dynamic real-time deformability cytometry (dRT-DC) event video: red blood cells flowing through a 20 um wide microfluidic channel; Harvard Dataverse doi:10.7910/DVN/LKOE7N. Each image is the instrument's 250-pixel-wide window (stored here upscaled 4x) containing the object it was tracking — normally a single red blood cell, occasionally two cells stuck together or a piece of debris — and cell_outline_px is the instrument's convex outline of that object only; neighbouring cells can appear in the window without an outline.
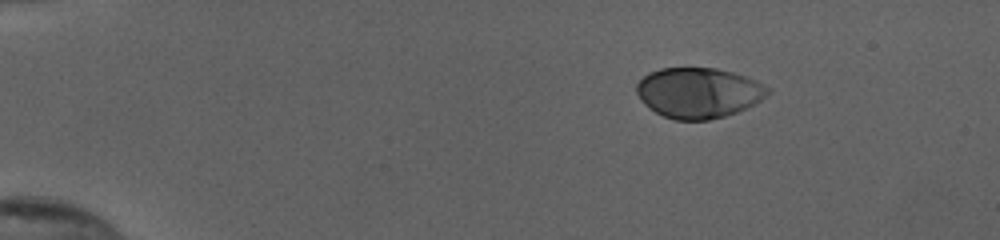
{"species": "human", "species_latin": "Homo sapiens", "temperature_condition": "cold", "stored_images_in_passage": 46, "camera_frame_rate_fps": 3000, "um_per_image_px": 0.085, "donor": {"sex": "female"}, "frame": {"image": 1, "passage_image": 1, "time_ms": 0.0, "image_size_px": [1000, 240], "cell_outline_px": [[772, 92], [760, 100], [736, 112], [724, 116], [708, 120], [676, 120], [664, 116], [648, 108], [640, 100], [636, 92], [636, 84], [648, 72], [660, 68], [716, 68], [732, 72], [744, 76], [772, 88]], "centroid_in_image_um": [59.35, 7.88], "position_along_channel_um": 25.7, "area_um2": 38.49}}
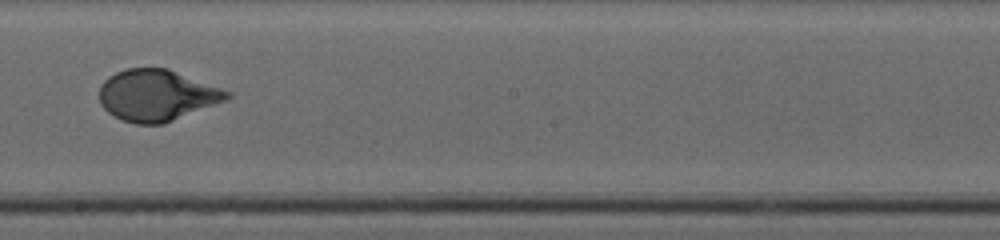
{"frame": {"image": 2, "passage_image": 25, "time_ms": 8.0, "image_size_px": [1000, 240], "cell_outline_px": [[232, 96], [228, 100], [164, 124], [136, 124], [124, 120], [108, 112], [100, 104], [100, 84], [108, 76], [116, 72], [128, 68], [168, 68], [232, 92]], "centroid_in_image_um": [13.36, 8.1], "position_along_channel_um": 234.8, "area_um2": 38.32}}
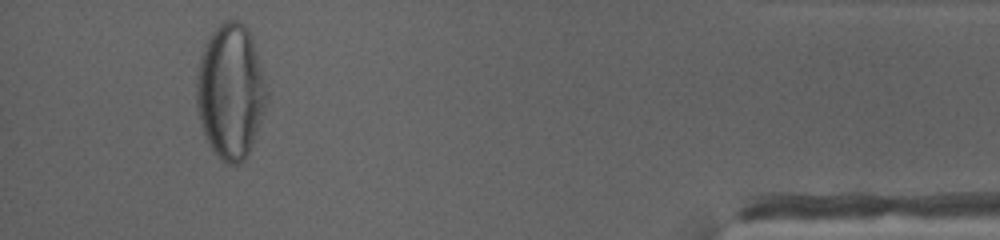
{"frame": {"image": 3, "passage_image": 43, "time_ms": 14.0, "image_size_px": [1000, 240], "cell_outline_px": [[268, 96], [252, 148], [244, 160], [240, 164], [224, 164], [220, 160], [208, 144], [204, 136], [200, 124], [196, 108], [196, 76], [200, 56], [204, 44], [208, 36], [224, 20], [240, 20], [248, 28], [252, 36], [268, 92]], "centroid_in_image_um": [19.58, 7.79], "position_along_channel_um": 415.6, "area_um2": 55.89}, "authors_computed_cell_mechanics": {"area_um2": 38.2636, "velocity_mm_per_s": 3.8685, "shape_relaxation_time_tau1_ms": 4.0812, "shape_relaxation_time_tau2_ms": null, "deformation_change_tau1": 0.2132, "deformation_change_tau2": null}}